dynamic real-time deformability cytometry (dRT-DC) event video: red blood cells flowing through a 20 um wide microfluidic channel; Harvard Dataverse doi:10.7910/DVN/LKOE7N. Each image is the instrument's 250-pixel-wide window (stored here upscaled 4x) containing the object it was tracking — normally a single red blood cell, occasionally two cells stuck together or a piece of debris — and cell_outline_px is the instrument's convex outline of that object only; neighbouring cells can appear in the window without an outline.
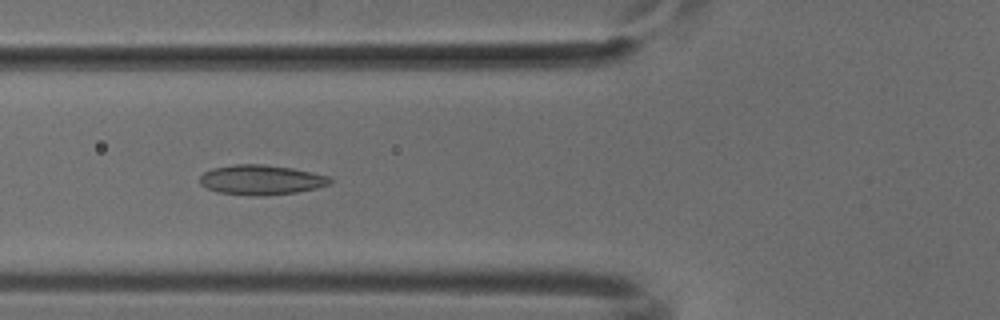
{"species": "common noctule bat (a hibernating species)", "species_latin": "Nyctalus noctula", "temperature_condition": "cold", "stored_images_in_passage": 51, "camera_frame_rate_fps": 3000, "um_per_image_px": 0.085, "animal": {"sex": "male", "body_mass_g": 18.8}, "frame": {"image": 1, "passage_image": 19, "time_ms": 6.0, "image_size_px": [1000, 320], "cell_outline_px": [[332, 180], [328, 184], [316, 188], [296, 192], [260, 196], [248, 196], [220, 192], [208, 188], [200, 184], [200, 176], [204, 172], [212, 168], [236, 164], [264, 164], [292, 168], [328, 176]], "centroid_in_image_um": [22.17, 15.28], "position_along_channel_um": 103.6, "area_um2": 22.48}}
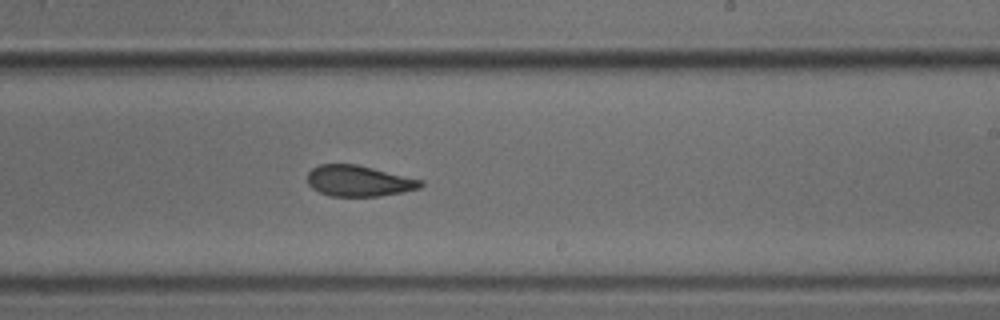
{"frame": {"image": 2, "passage_image": 31, "time_ms": 10.0, "image_size_px": [1000, 320], "cell_outline_px": [[424, 184], [420, 188], [400, 192], [376, 196], [332, 196], [320, 192], [312, 188], [308, 184], [308, 172], [312, 168], [320, 164], [356, 164], [424, 180]], "centroid_in_image_um": [30.5, 15.37], "position_along_channel_um": 258.5, "area_um2": 20.29}}
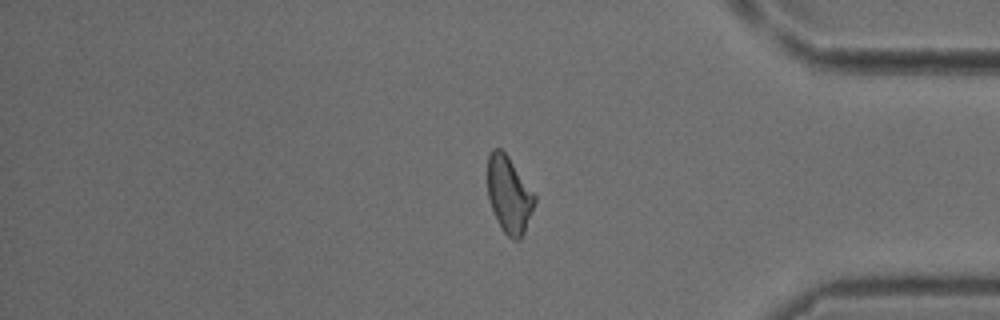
{"frame": {"image": 3, "passage_image": 43, "time_ms": 14.0, "image_size_px": [1000, 320], "cell_outline_px": [[536, 200], [524, 232], [520, 240], [512, 240], [504, 232], [492, 208], [488, 196], [488, 156], [492, 148], [500, 148], [508, 156], [536, 196]], "centroid_in_image_um": [43.27, 16.53], "position_along_channel_um": 391.9, "area_um2": 20.63}}